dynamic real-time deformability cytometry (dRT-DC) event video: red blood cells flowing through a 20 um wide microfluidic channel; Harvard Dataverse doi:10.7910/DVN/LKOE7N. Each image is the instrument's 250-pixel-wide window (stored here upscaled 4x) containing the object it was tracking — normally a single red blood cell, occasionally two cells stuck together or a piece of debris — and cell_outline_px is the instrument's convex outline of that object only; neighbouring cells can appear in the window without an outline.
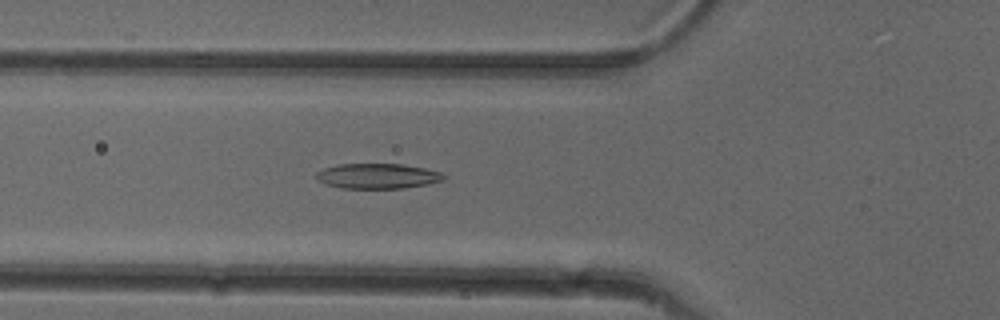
{"species": "common noctule bat (a hibernating species)", "species_latin": "Nyctalus noctula", "temperature_condition": "cold", "stored_images_in_passage": 48, "camera_frame_rate_fps": 3000, "um_per_image_px": 0.085, "animal": {"sex": "female"}, "frame": {"image": 1, "passage_image": 18, "time_ms": 5.667, "image_size_px": [1000, 320], "cell_outline_px": [[448, 176], [444, 180], [428, 184], [404, 188], [340, 188], [324, 184], [316, 176], [316, 172], [324, 168], [336, 164], [404, 164], [424, 168], [440, 172]], "centroid_in_image_um": [32.11, 14.96], "position_along_channel_um": 93.7, "area_um2": 18.79}}
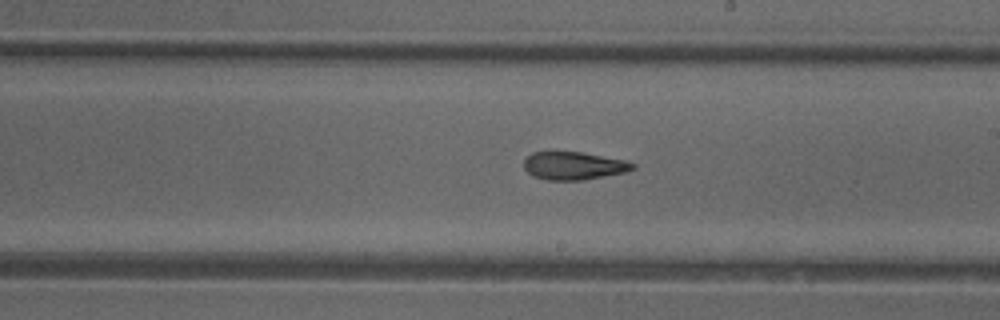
{"frame": {"image": 2, "passage_image": 29, "time_ms": 9.333, "image_size_px": [1000, 320], "cell_outline_px": [[636, 168], [624, 172], [584, 180], [548, 180], [532, 176], [524, 168], [524, 160], [532, 152], [580, 152], [624, 160], [636, 164]], "centroid_in_image_um": [48.75, 14.09], "position_along_channel_um": 240.2, "area_um2": 17.57}}
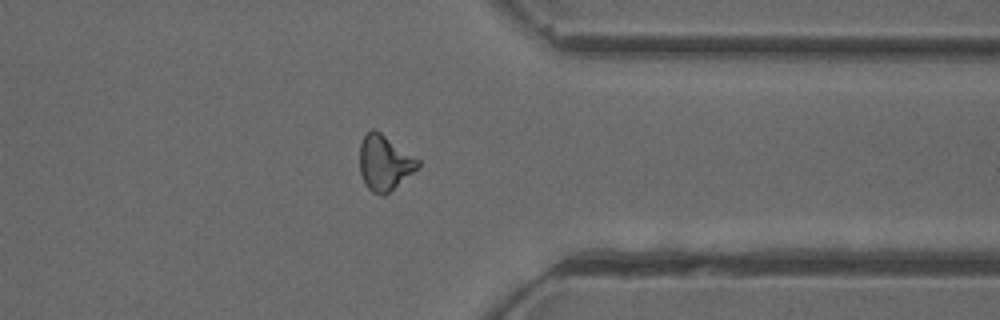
{"frame": {"image": 3, "passage_image": 40, "time_ms": 13.0, "image_size_px": [1000, 320], "cell_outline_px": [[420, 164], [412, 172], [384, 196], [380, 196], [372, 192], [364, 184], [360, 172], [360, 144], [364, 136], [372, 128], [380, 132], [420, 160]], "centroid_in_image_um": [32.65, 13.84], "position_along_channel_um": 378.8, "area_um2": 18.44}, "authors_computed_cell_mechanics": {"area_um2": 18.6983, "velocity_mm_per_s": 3.9785, "shape_relaxation_time_tau1_ms": 8.9272, "shape_relaxation_time_tau2_ms": 3.0578, "deformation_change_tau1": 0.2087, "deformation_change_tau2": 0.1167}}